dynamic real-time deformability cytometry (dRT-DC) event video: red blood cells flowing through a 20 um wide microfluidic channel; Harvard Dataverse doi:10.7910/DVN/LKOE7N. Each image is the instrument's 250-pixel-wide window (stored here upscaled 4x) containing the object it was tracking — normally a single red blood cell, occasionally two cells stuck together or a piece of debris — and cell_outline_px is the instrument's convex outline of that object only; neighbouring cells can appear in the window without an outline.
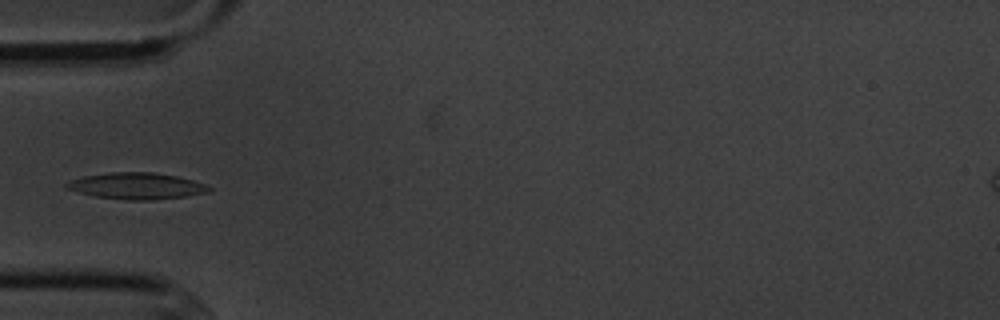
{"species": "common noctule bat (a hibernating species)", "species_latin": "Nyctalus noctula", "temperature_condition": "cold", "stored_images_in_passage": 5, "camera_frame_rate_fps": 3000, "um_per_image_px": 0.085, "animal": {"sex": "male", "body_mass_g": 20.1, "forearm_length_mm": 53.5}, "frame": {"image": 1, "passage_image": 5, "time_ms": 5.333, "image_size_px": [1000, 320], "cell_outline_px": [[212, 188], [208, 192], [188, 196], [152, 200], [128, 200], [96, 196], [64, 188], [64, 184], [68, 180], [84, 176], [108, 172], [152, 172], [176, 176], [192, 180], [204, 184]], "centroid_in_image_um": [11.58, 15.8], "position_along_channel_um": 73.4, "area_um2": 21.91}}